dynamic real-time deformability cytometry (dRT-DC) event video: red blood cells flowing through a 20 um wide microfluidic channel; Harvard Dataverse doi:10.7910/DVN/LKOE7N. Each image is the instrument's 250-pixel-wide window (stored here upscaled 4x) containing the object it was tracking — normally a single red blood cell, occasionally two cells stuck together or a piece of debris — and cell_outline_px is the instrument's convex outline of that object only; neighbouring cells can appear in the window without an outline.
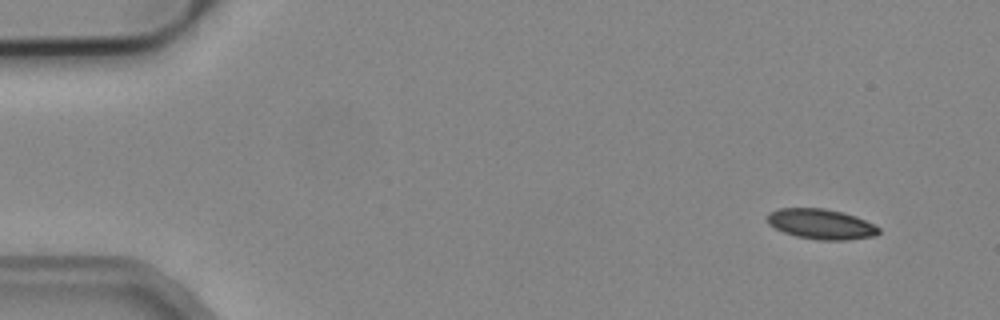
{"species": "common noctule bat (a hibernating species)", "species_latin": "Nyctalus noctula", "temperature_condition": "cold", "stored_images_in_passage": 4, "camera_frame_rate_fps": 3000, "um_per_image_px": 0.085, "animal": {"sex": "male", "body_mass_g": 19.2, "forearm_length_mm": 51.8}, "frame": {"image": 1, "passage_image": 1, "time_ms": 0.0, "image_size_px": [1000, 320], "cell_outline_px": [[880, 232], [876, 236], [844, 240], [820, 240], [796, 236], [784, 232], [768, 224], [768, 212], [780, 208], [824, 208], [856, 216], [880, 228]], "centroid_in_image_um": [69.79, 19.05], "position_along_channel_um": 15.2, "area_um2": 19.48}}
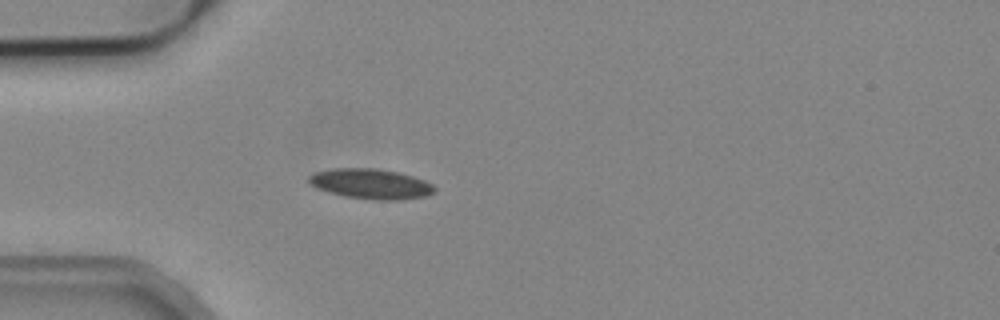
{"frame": {"image": 2, "passage_image": 4, "time_ms": 1.0, "image_size_px": [1000, 320], "cell_outline_px": [[436, 192], [428, 196], [400, 200], [376, 200], [344, 196], [328, 192], [316, 188], [308, 184], [308, 176], [316, 172], [332, 168], [376, 168], [396, 172], [412, 176], [424, 180], [432, 184], [436, 188]], "centroid_in_image_um": [31.52, 15.63], "position_along_channel_um": 53.5, "area_um2": 22.25}}